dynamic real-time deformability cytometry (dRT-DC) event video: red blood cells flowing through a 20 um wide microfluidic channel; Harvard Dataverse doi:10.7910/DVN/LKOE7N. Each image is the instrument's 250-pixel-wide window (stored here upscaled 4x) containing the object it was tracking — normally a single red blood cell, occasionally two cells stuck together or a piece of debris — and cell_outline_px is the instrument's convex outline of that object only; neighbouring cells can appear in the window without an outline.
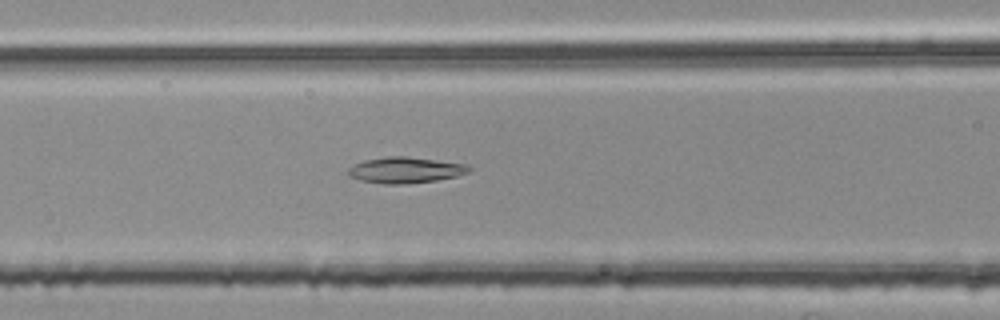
{"species": "common noctule bat (a hibernating species)", "species_latin": "Nyctalus noctula", "temperature_condition": "room temperature", "stored_images_in_passage": 10, "camera_frame_rate_fps": 3000, "um_per_image_px": 0.085, "animal": {"sex": "female", "body_mass_g": 25.1}, "frame": {"image": 1, "passage_image": 6, "time_ms": 1.667, "image_size_px": [1000, 320], "cell_outline_px": [[472, 168], [468, 172], [456, 176], [436, 180], [404, 184], [384, 184], [360, 180], [348, 176], [348, 168], [364, 160], [388, 156], [404, 156], [468, 164]], "centroid_in_image_um": [34.45, 14.45], "position_along_channel_um": 132.2, "area_um2": 18.21}}